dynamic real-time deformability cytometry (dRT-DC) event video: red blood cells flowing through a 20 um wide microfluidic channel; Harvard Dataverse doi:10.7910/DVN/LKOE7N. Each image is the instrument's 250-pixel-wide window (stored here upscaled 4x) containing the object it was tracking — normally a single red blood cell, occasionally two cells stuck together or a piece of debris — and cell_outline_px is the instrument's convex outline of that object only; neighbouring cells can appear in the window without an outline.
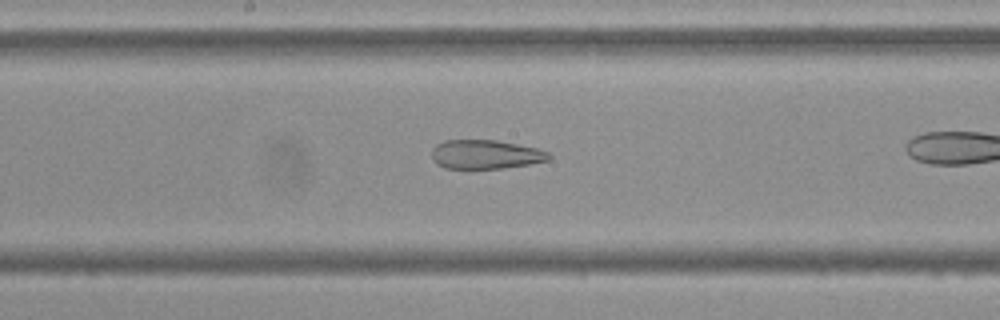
{"species": "Egyptian fruit bat (a non-hibernating species)", "species_latin": "Rousettus aegyptiacus", "temperature_condition": "cold", "stored_images_in_passage": 21, "camera_frame_rate_fps": 3000, "um_per_image_px": 0.085, "frame": {"image": 1, "passage_image": 7, "time_ms": 2.0, "image_size_px": [1000, 320], "cell_outline_px": [[552, 156], [548, 160], [528, 164], [504, 168], [444, 168], [436, 164], [432, 160], [432, 148], [436, 144], [444, 140], [496, 140], [536, 148], [548, 152]], "centroid_in_image_um": [41.23, 13.12], "position_along_channel_um": 207.0, "area_um2": 19.77}}
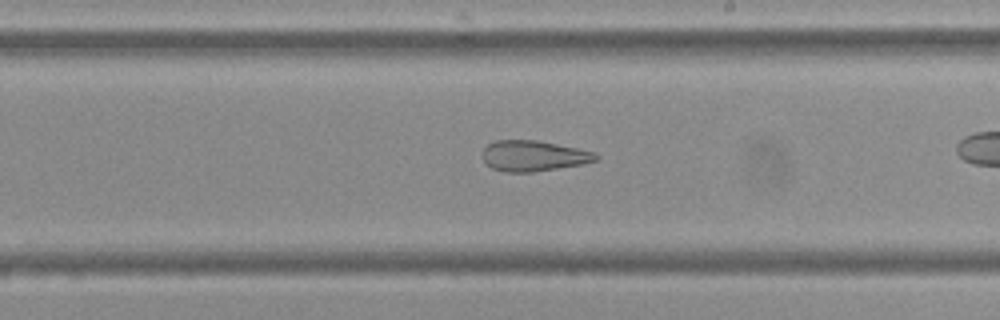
{"frame": {"image": 2, "passage_image": 10, "time_ms": 3.0, "image_size_px": [1000, 320], "cell_outline_px": [[600, 160], [584, 164], [532, 172], [504, 172], [492, 168], [480, 156], [484, 148], [488, 144], [496, 140], [536, 140], [596, 152], [600, 156]], "centroid_in_image_um": [45.37, 13.25], "position_along_channel_um": 243.6, "area_um2": 20.4}}